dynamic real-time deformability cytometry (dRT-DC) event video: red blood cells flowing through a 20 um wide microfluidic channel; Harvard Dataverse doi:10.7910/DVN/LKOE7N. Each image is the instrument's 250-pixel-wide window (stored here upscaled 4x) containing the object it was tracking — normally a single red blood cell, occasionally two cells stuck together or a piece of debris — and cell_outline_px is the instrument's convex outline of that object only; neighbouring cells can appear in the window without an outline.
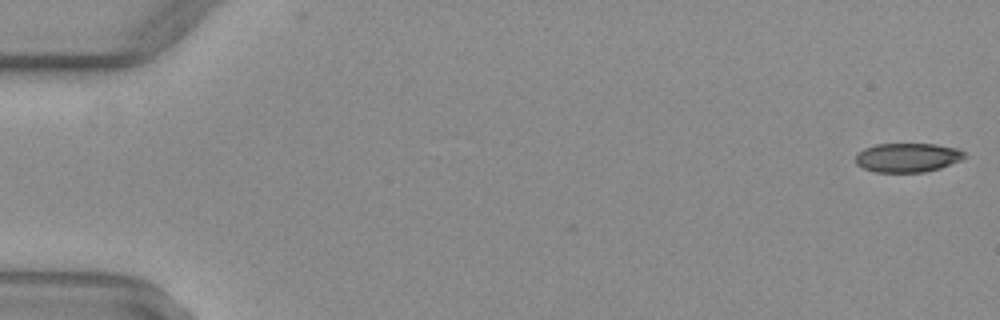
{"species": "common noctule bat (a hibernating species)", "species_latin": "Nyctalus noctula", "temperature_condition": "warm", "stored_images_in_passage": 52, "camera_frame_rate_fps": 3000, "um_per_image_px": 0.085, "animal": {"sex": "female", "body_mass_g": 29.2, "forearm_length_mm": 56.3}, "frame": {"image": 1, "passage_image": 1, "time_ms": 0.0, "image_size_px": [1000, 320], "cell_outline_px": [[968, 156], [960, 160], [940, 168], [924, 172], [876, 172], [864, 168], [856, 164], [856, 156], [864, 148], [876, 144], [936, 144], [960, 148]], "centroid_in_image_um": [77.18, 13.38], "position_along_channel_um": 7.8, "area_um2": 18.5}}
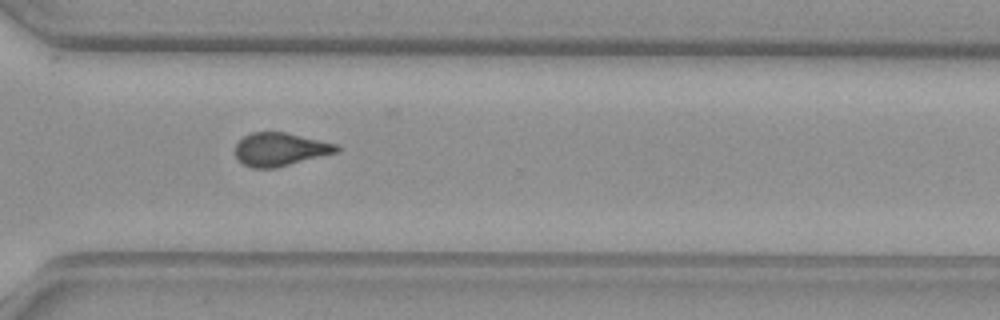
{"frame": {"image": 2, "passage_image": 38, "time_ms": 12.333, "image_size_px": [1000, 320], "cell_outline_px": [[340, 152], [276, 168], [252, 168], [244, 164], [236, 156], [236, 144], [244, 136], [252, 132], [284, 132], [336, 144], [340, 148]], "centroid_in_image_um": [23.83, 12.7], "position_along_channel_um": 346.8, "area_um2": 19.54}}
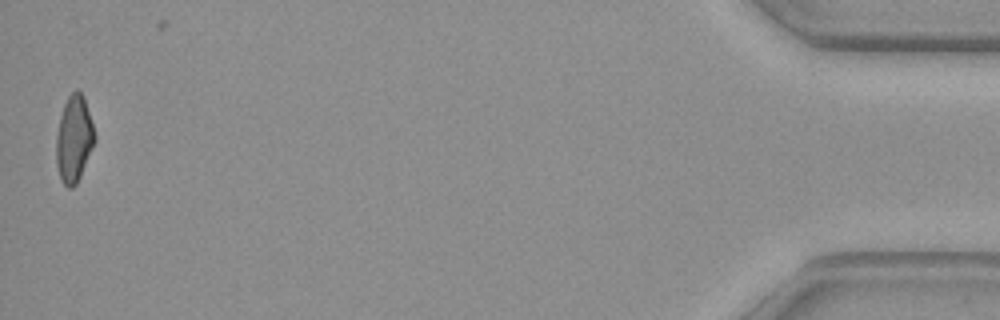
{"frame": {"image": 3, "passage_image": 51, "time_ms": 16.667, "image_size_px": [1000, 320], "cell_outline_px": [[96, 140], [80, 176], [76, 184], [72, 188], [68, 188], [60, 180], [56, 164], [56, 136], [60, 116], [64, 104], [68, 96], [76, 88], [84, 96], [96, 136]], "centroid_in_image_um": [6.28, 11.81], "position_along_channel_um": 428.9, "area_um2": 19.48}, "authors_computed_cell_mechanics": {"area_um2": 20.0566, "velocity_mm_per_s": 4.0811, "shape_relaxation_time_tau1_ms": null, "shape_relaxation_time_tau2_ms": 1.9833, "deformation_change_tau1": null, "deformation_change_tau2": 0.0758}}